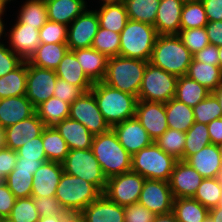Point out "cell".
Wrapping results in <instances>:
<instances>
[{
	"label": "cell",
	"mask_w": 222,
	"mask_h": 222,
	"mask_svg": "<svg viewBox=\"0 0 222 222\" xmlns=\"http://www.w3.org/2000/svg\"><path fill=\"white\" fill-rule=\"evenodd\" d=\"M209 218L212 222H222V206L218 205L209 210Z\"/></svg>",
	"instance_id": "e7e4bbea"
},
{
	"label": "cell",
	"mask_w": 222,
	"mask_h": 222,
	"mask_svg": "<svg viewBox=\"0 0 222 222\" xmlns=\"http://www.w3.org/2000/svg\"><path fill=\"white\" fill-rule=\"evenodd\" d=\"M40 217L71 215L56 197L33 198Z\"/></svg>",
	"instance_id": "f907efd6"
},
{
	"label": "cell",
	"mask_w": 222,
	"mask_h": 222,
	"mask_svg": "<svg viewBox=\"0 0 222 222\" xmlns=\"http://www.w3.org/2000/svg\"><path fill=\"white\" fill-rule=\"evenodd\" d=\"M172 213L178 222H204L209 217V209L193 198L174 199Z\"/></svg>",
	"instance_id": "836d02e7"
},
{
	"label": "cell",
	"mask_w": 222,
	"mask_h": 222,
	"mask_svg": "<svg viewBox=\"0 0 222 222\" xmlns=\"http://www.w3.org/2000/svg\"><path fill=\"white\" fill-rule=\"evenodd\" d=\"M79 215L84 222H125L124 206L110 201L104 194L84 208Z\"/></svg>",
	"instance_id": "44dd1931"
},
{
	"label": "cell",
	"mask_w": 222,
	"mask_h": 222,
	"mask_svg": "<svg viewBox=\"0 0 222 222\" xmlns=\"http://www.w3.org/2000/svg\"><path fill=\"white\" fill-rule=\"evenodd\" d=\"M17 158V151L6 147L0 149V173L5 178L14 170Z\"/></svg>",
	"instance_id": "9f6ffc18"
},
{
	"label": "cell",
	"mask_w": 222,
	"mask_h": 222,
	"mask_svg": "<svg viewBox=\"0 0 222 222\" xmlns=\"http://www.w3.org/2000/svg\"><path fill=\"white\" fill-rule=\"evenodd\" d=\"M128 19L154 25L160 0H123Z\"/></svg>",
	"instance_id": "f35d334b"
},
{
	"label": "cell",
	"mask_w": 222,
	"mask_h": 222,
	"mask_svg": "<svg viewBox=\"0 0 222 222\" xmlns=\"http://www.w3.org/2000/svg\"><path fill=\"white\" fill-rule=\"evenodd\" d=\"M148 61L123 56L110 57L103 83L137 97Z\"/></svg>",
	"instance_id": "277c9868"
},
{
	"label": "cell",
	"mask_w": 222,
	"mask_h": 222,
	"mask_svg": "<svg viewBox=\"0 0 222 222\" xmlns=\"http://www.w3.org/2000/svg\"><path fill=\"white\" fill-rule=\"evenodd\" d=\"M207 23L205 8L200 0L184 2L180 30L205 27Z\"/></svg>",
	"instance_id": "60d3db41"
},
{
	"label": "cell",
	"mask_w": 222,
	"mask_h": 222,
	"mask_svg": "<svg viewBox=\"0 0 222 222\" xmlns=\"http://www.w3.org/2000/svg\"><path fill=\"white\" fill-rule=\"evenodd\" d=\"M8 20L9 19H0V42L4 41L5 39V25Z\"/></svg>",
	"instance_id": "2644e50d"
},
{
	"label": "cell",
	"mask_w": 222,
	"mask_h": 222,
	"mask_svg": "<svg viewBox=\"0 0 222 222\" xmlns=\"http://www.w3.org/2000/svg\"><path fill=\"white\" fill-rule=\"evenodd\" d=\"M101 194L93 184L63 172L55 197L67 212L79 214Z\"/></svg>",
	"instance_id": "52a82bcc"
},
{
	"label": "cell",
	"mask_w": 222,
	"mask_h": 222,
	"mask_svg": "<svg viewBox=\"0 0 222 222\" xmlns=\"http://www.w3.org/2000/svg\"><path fill=\"white\" fill-rule=\"evenodd\" d=\"M16 151L18 157H22L24 160H47L43 147L42 134L28 141V143Z\"/></svg>",
	"instance_id": "f5cc1de1"
},
{
	"label": "cell",
	"mask_w": 222,
	"mask_h": 222,
	"mask_svg": "<svg viewBox=\"0 0 222 222\" xmlns=\"http://www.w3.org/2000/svg\"><path fill=\"white\" fill-rule=\"evenodd\" d=\"M153 222H178L175 215L171 212L164 215H156Z\"/></svg>",
	"instance_id": "003e7915"
},
{
	"label": "cell",
	"mask_w": 222,
	"mask_h": 222,
	"mask_svg": "<svg viewBox=\"0 0 222 222\" xmlns=\"http://www.w3.org/2000/svg\"><path fill=\"white\" fill-rule=\"evenodd\" d=\"M89 0H45L48 20L69 26L90 4Z\"/></svg>",
	"instance_id": "d4e9b609"
},
{
	"label": "cell",
	"mask_w": 222,
	"mask_h": 222,
	"mask_svg": "<svg viewBox=\"0 0 222 222\" xmlns=\"http://www.w3.org/2000/svg\"><path fill=\"white\" fill-rule=\"evenodd\" d=\"M36 113L26 95L0 99V127L6 128Z\"/></svg>",
	"instance_id": "603a6c76"
},
{
	"label": "cell",
	"mask_w": 222,
	"mask_h": 222,
	"mask_svg": "<svg viewBox=\"0 0 222 222\" xmlns=\"http://www.w3.org/2000/svg\"><path fill=\"white\" fill-rule=\"evenodd\" d=\"M178 36L192 55L210 45L205 27L180 30Z\"/></svg>",
	"instance_id": "c3c4849f"
},
{
	"label": "cell",
	"mask_w": 222,
	"mask_h": 222,
	"mask_svg": "<svg viewBox=\"0 0 222 222\" xmlns=\"http://www.w3.org/2000/svg\"><path fill=\"white\" fill-rule=\"evenodd\" d=\"M7 5H14V3L16 4L17 2L19 3L18 0H3ZM21 1V0H20ZM12 3V4H11Z\"/></svg>",
	"instance_id": "2a66077c"
},
{
	"label": "cell",
	"mask_w": 222,
	"mask_h": 222,
	"mask_svg": "<svg viewBox=\"0 0 222 222\" xmlns=\"http://www.w3.org/2000/svg\"><path fill=\"white\" fill-rule=\"evenodd\" d=\"M5 183L16 198L31 197L33 185L32 171L13 170L5 178Z\"/></svg>",
	"instance_id": "ee69618b"
},
{
	"label": "cell",
	"mask_w": 222,
	"mask_h": 222,
	"mask_svg": "<svg viewBox=\"0 0 222 222\" xmlns=\"http://www.w3.org/2000/svg\"><path fill=\"white\" fill-rule=\"evenodd\" d=\"M18 4L19 7H12L18 9L10 16L20 23L40 29L48 21L45 0H21Z\"/></svg>",
	"instance_id": "f546056e"
},
{
	"label": "cell",
	"mask_w": 222,
	"mask_h": 222,
	"mask_svg": "<svg viewBox=\"0 0 222 222\" xmlns=\"http://www.w3.org/2000/svg\"><path fill=\"white\" fill-rule=\"evenodd\" d=\"M204 178L184 160H177L169 180L174 199L192 198Z\"/></svg>",
	"instance_id": "e0dca14e"
},
{
	"label": "cell",
	"mask_w": 222,
	"mask_h": 222,
	"mask_svg": "<svg viewBox=\"0 0 222 222\" xmlns=\"http://www.w3.org/2000/svg\"><path fill=\"white\" fill-rule=\"evenodd\" d=\"M93 1L95 3H93ZM118 2H123V0H89V3L91 4L90 6H94L96 3H97L96 5H100L105 3H118Z\"/></svg>",
	"instance_id": "8c879c8a"
},
{
	"label": "cell",
	"mask_w": 222,
	"mask_h": 222,
	"mask_svg": "<svg viewBox=\"0 0 222 222\" xmlns=\"http://www.w3.org/2000/svg\"><path fill=\"white\" fill-rule=\"evenodd\" d=\"M68 50L67 43H40L28 62L37 67L55 70Z\"/></svg>",
	"instance_id": "4dcf8cb0"
},
{
	"label": "cell",
	"mask_w": 222,
	"mask_h": 222,
	"mask_svg": "<svg viewBox=\"0 0 222 222\" xmlns=\"http://www.w3.org/2000/svg\"><path fill=\"white\" fill-rule=\"evenodd\" d=\"M42 141L48 161L62 163L65 160L70 149L64 138L54 126H46L43 129Z\"/></svg>",
	"instance_id": "8d00e7d4"
},
{
	"label": "cell",
	"mask_w": 222,
	"mask_h": 222,
	"mask_svg": "<svg viewBox=\"0 0 222 222\" xmlns=\"http://www.w3.org/2000/svg\"><path fill=\"white\" fill-rule=\"evenodd\" d=\"M212 93L216 96L220 108L222 109V83Z\"/></svg>",
	"instance_id": "89a4df30"
},
{
	"label": "cell",
	"mask_w": 222,
	"mask_h": 222,
	"mask_svg": "<svg viewBox=\"0 0 222 222\" xmlns=\"http://www.w3.org/2000/svg\"><path fill=\"white\" fill-rule=\"evenodd\" d=\"M205 29L210 44L217 47L222 46V21H208Z\"/></svg>",
	"instance_id": "94428289"
},
{
	"label": "cell",
	"mask_w": 222,
	"mask_h": 222,
	"mask_svg": "<svg viewBox=\"0 0 222 222\" xmlns=\"http://www.w3.org/2000/svg\"><path fill=\"white\" fill-rule=\"evenodd\" d=\"M192 58L178 35H158L149 63L180 77L187 75Z\"/></svg>",
	"instance_id": "7a4b0ae2"
},
{
	"label": "cell",
	"mask_w": 222,
	"mask_h": 222,
	"mask_svg": "<svg viewBox=\"0 0 222 222\" xmlns=\"http://www.w3.org/2000/svg\"><path fill=\"white\" fill-rule=\"evenodd\" d=\"M45 124L40 120L37 113L16 124L5 128L6 148L17 150L28 141L42 134Z\"/></svg>",
	"instance_id": "ffe728a7"
},
{
	"label": "cell",
	"mask_w": 222,
	"mask_h": 222,
	"mask_svg": "<svg viewBox=\"0 0 222 222\" xmlns=\"http://www.w3.org/2000/svg\"><path fill=\"white\" fill-rule=\"evenodd\" d=\"M69 118L80 122L93 135L103 134L111 129L100 112L91 91L85 92L70 104Z\"/></svg>",
	"instance_id": "7c38bea8"
},
{
	"label": "cell",
	"mask_w": 222,
	"mask_h": 222,
	"mask_svg": "<svg viewBox=\"0 0 222 222\" xmlns=\"http://www.w3.org/2000/svg\"><path fill=\"white\" fill-rule=\"evenodd\" d=\"M47 161L48 160H24V158L18 157L14 170L32 171V175H34L37 169Z\"/></svg>",
	"instance_id": "be15d7a7"
},
{
	"label": "cell",
	"mask_w": 222,
	"mask_h": 222,
	"mask_svg": "<svg viewBox=\"0 0 222 222\" xmlns=\"http://www.w3.org/2000/svg\"><path fill=\"white\" fill-rule=\"evenodd\" d=\"M36 113L45 126H55L69 118L70 103L51 97L36 108Z\"/></svg>",
	"instance_id": "74e56055"
},
{
	"label": "cell",
	"mask_w": 222,
	"mask_h": 222,
	"mask_svg": "<svg viewBox=\"0 0 222 222\" xmlns=\"http://www.w3.org/2000/svg\"><path fill=\"white\" fill-rule=\"evenodd\" d=\"M91 149L107 179L131 171L132 156L112 129L94 135Z\"/></svg>",
	"instance_id": "3957f363"
},
{
	"label": "cell",
	"mask_w": 222,
	"mask_h": 222,
	"mask_svg": "<svg viewBox=\"0 0 222 222\" xmlns=\"http://www.w3.org/2000/svg\"><path fill=\"white\" fill-rule=\"evenodd\" d=\"M218 148H219V151H220V154H221V157H222V142L218 144Z\"/></svg>",
	"instance_id": "deb4b68c"
},
{
	"label": "cell",
	"mask_w": 222,
	"mask_h": 222,
	"mask_svg": "<svg viewBox=\"0 0 222 222\" xmlns=\"http://www.w3.org/2000/svg\"><path fill=\"white\" fill-rule=\"evenodd\" d=\"M111 129L131 156L154 142L136 117L118 123Z\"/></svg>",
	"instance_id": "ac0fdd59"
},
{
	"label": "cell",
	"mask_w": 222,
	"mask_h": 222,
	"mask_svg": "<svg viewBox=\"0 0 222 222\" xmlns=\"http://www.w3.org/2000/svg\"><path fill=\"white\" fill-rule=\"evenodd\" d=\"M174 197L169 182L145 179L138 203L155 215L172 212Z\"/></svg>",
	"instance_id": "9a60e30c"
},
{
	"label": "cell",
	"mask_w": 222,
	"mask_h": 222,
	"mask_svg": "<svg viewBox=\"0 0 222 222\" xmlns=\"http://www.w3.org/2000/svg\"><path fill=\"white\" fill-rule=\"evenodd\" d=\"M62 165L65 173L93 184L102 194L105 191L107 178L91 148L69 150Z\"/></svg>",
	"instance_id": "ba28073f"
},
{
	"label": "cell",
	"mask_w": 222,
	"mask_h": 222,
	"mask_svg": "<svg viewBox=\"0 0 222 222\" xmlns=\"http://www.w3.org/2000/svg\"><path fill=\"white\" fill-rule=\"evenodd\" d=\"M54 87V97L70 104L85 93L81 87L72 85L71 83H68L67 81L58 77Z\"/></svg>",
	"instance_id": "db71d44e"
},
{
	"label": "cell",
	"mask_w": 222,
	"mask_h": 222,
	"mask_svg": "<svg viewBox=\"0 0 222 222\" xmlns=\"http://www.w3.org/2000/svg\"><path fill=\"white\" fill-rule=\"evenodd\" d=\"M55 70L31 65L27 61L26 98L37 108L54 96Z\"/></svg>",
	"instance_id": "4fadbf2b"
},
{
	"label": "cell",
	"mask_w": 222,
	"mask_h": 222,
	"mask_svg": "<svg viewBox=\"0 0 222 222\" xmlns=\"http://www.w3.org/2000/svg\"><path fill=\"white\" fill-rule=\"evenodd\" d=\"M10 8V9H9ZM11 6H9V5H7L3 0H0V19H10V17L11 16H9V15H11V14H9L8 12H12V11H10L11 10ZM7 9H9V10H7ZM8 11V12H7ZM7 13H8V15H7ZM6 16V17H5ZM9 18H8V17Z\"/></svg>",
	"instance_id": "a7ac6f4b"
},
{
	"label": "cell",
	"mask_w": 222,
	"mask_h": 222,
	"mask_svg": "<svg viewBox=\"0 0 222 222\" xmlns=\"http://www.w3.org/2000/svg\"><path fill=\"white\" fill-rule=\"evenodd\" d=\"M145 178L139 173L129 171L107 179L103 194L121 206L138 203Z\"/></svg>",
	"instance_id": "30bf717a"
},
{
	"label": "cell",
	"mask_w": 222,
	"mask_h": 222,
	"mask_svg": "<svg viewBox=\"0 0 222 222\" xmlns=\"http://www.w3.org/2000/svg\"><path fill=\"white\" fill-rule=\"evenodd\" d=\"M0 222H14L10 217H2Z\"/></svg>",
	"instance_id": "b9fcfbb0"
},
{
	"label": "cell",
	"mask_w": 222,
	"mask_h": 222,
	"mask_svg": "<svg viewBox=\"0 0 222 222\" xmlns=\"http://www.w3.org/2000/svg\"><path fill=\"white\" fill-rule=\"evenodd\" d=\"M135 117L153 141L157 140L169 128L165 103L138 100Z\"/></svg>",
	"instance_id": "2e32d148"
},
{
	"label": "cell",
	"mask_w": 222,
	"mask_h": 222,
	"mask_svg": "<svg viewBox=\"0 0 222 222\" xmlns=\"http://www.w3.org/2000/svg\"><path fill=\"white\" fill-rule=\"evenodd\" d=\"M210 93L204 86L185 75L178 77L174 98L193 108Z\"/></svg>",
	"instance_id": "e575fe53"
},
{
	"label": "cell",
	"mask_w": 222,
	"mask_h": 222,
	"mask_svg": "<svg viewBox=\"0 0 222 222\" xmlns=\"http://www.w3.org/2000/svg\"><path fill=\"white\" fill-rule=\"evenodd\" d=\"M24 60L16 55L4 41L0 42V77L18 68Z\"/></svg>",
	"instance_id": "816d5d0a"
},
{
	"label": "cell",
	"mask_w": 222,
	"mask_h": 222,
	"mask_svg": "<svg viewBox=\"0 0 222 222\" xmlns=\"http://www.w3.org/2000/svg\"><path fill=\"white\" fill-rule=\"evenodd\" d=\"M211 144L222 142V118H217L207 124Z\"/></svg>",
	"instance_id": "6125c7cd"
},
{
	"label": "cell",
	"mask_w": 222,
	"mask_h": 222,
	"mask_svg": "<svg viewBox=\"0 0 222 222\" xmlns=\"http://www.w3.org/2000/svg\"><path fill=\"white\" fill-rule=\"evenodd\" d=\"M183 5L182 0H160L153 25L158 35H178Z\"/></svg>",
	"instance_id": "7402d4cb"
},
{
	"label": "cell",
	"mask_w": 222,
	"mask_h": 222,
	"mask_svg": "<svg viewBox=\"0 0 222 222\" xmlns=\"http://www.w3.org/2000/svg\"><path fill=\"white\" fill-rule=\"evenodd\" d=\"M183 2H190V1H198V0H182Z\"/></svg>",
	"instance_id": "b62a3aed"
},
{
	"label": "cell",
	"mask_w": 222,
	"mask_h": 222,
	"mask_svg": "<svg viewBox=\"0 0 222 222\" xmlns=\"http://www.w3.org/2000/svg\"><path fill=\"white\" fill-rule=\"evenodd\" d=\"M68 26L48 20L40 29V43H67Z\"/></svg>",
	"instance_id": "681fc988"
},
{
	"label": "cell",
	"mask_w": 222,
	"mask_h": 222,
	"mask_svg": "<svg viewBox=\"0 0 222 222\" xmlns=\"http://www.w3.org/2000/svg\"><path fill=\"white\" fill-rule=\"evenodd\" d=\"M186 134L176 129L168 128L155 144L176 160H184V146Z\"/></svg>",
	"instance_id": "b9f144b4"
},
{
	"label": "cell",
	"mask_w": 222,
	"mask_h": 222,
	"mask_svg": "<svg viewBox=\"0 0 222 222\" xmlns=\"http://www.w3.org/2000/svg\"><path fill=\"white\" fill-rule=\"evenodd\" d=\"M222 196V186L218 177L203 179L201 185L192 197L207 209H212L219 205Z\"/></svg>",
	"instance_id": "7bdbcfd3"
},
{
	"label": "cell",
	"mask_w": 222,
	"mask_h": 222,
	"mask_svg": "<svg viewBox=\"0 0 222 222\" xmlns=\"http://www.w3.org/2000/svg\"><path fill=\"white\" fill-rule=\"evenodd\" d=\"M155 217L154 213L139 203L124 206L125 222H153Z\"/></svg>",
	"instance_id": "11a10c76"
},
{
	"label": "cell",
	"mask_w": 222,
	"mask_h": 222,
	"mask_svg": "<svg viewBox=\"0 0 222 222\" xmlns=\"http://www.w3.org/2000/svg\"><path fill=\"white\" fill-rule=\"evenodd\" d=\"M55 72L58 78L81 87L85 92H89L94 84L83 71L72 50L66 52Z\"/></svg>",
	"instance_id": "484cf974"
},
{
	"label": "cell",
	"mask_w": 222,
	"mask_h": 222,
	"mask_svg": "<svg viewBox=\"0 0 222 222\" xmlns=\"http://www.w3.org/2000/svg\"><path fill=\"white\" fill-rule=\"evenodd\" d=\"M204 222H212V220L208 217Z\"/></svg>",
	"instance_id": "67dfc351"
},
{
	"label": "cell",
	"mask_w": 222,
	"mask_h": 222,
	"mask_svg": "<svg viewBox=\"0 0 222 222\" xmlns=\"http://www.w3.org/2000/svg\"><path fill=\"white\" fill-rule=\"evenodd\" d=\"M5 183V177L0 173V185Z\"/></svg>",
	"instance_id": "09005b40"
},
{
	"label": "cell",
	"mask_w": 222,
	"mask_h": 222,
	"mask_svg": "<svg viewBox=\"0 0 222 222\" xmlns=\"http://www.w3.org/2000/svg\"><path fill=\"white\" fill-rule=\"evenodd\" d=\"M70 150L91 148L94 135L77 120L67 118L54 126Z\"/></svg>",
	"instance_id": "83f0119b"
},
{
	"label": "cell",
	"mask_w": 222,
	"mask_h": 222,
	"mask_svg": "<svg viewBox=\"0 0 222 222\" xmlns=\"http://www.w3.org/2000/svg\"><path fill=\"white\" fill-rule=\"evenodd\" d=\"M9 217L14 222H38L40 215L33 197L16 198Z\"/></svg>",
	"instance_id": "7dc6e473"
},
{
	"label": "cell",
	"mask_w": 222,
	"mask_h": 222,
	"mask_svg": "<svg viewBox=\"0 0 222 222\" xmlns=\"http://www.w3.org/2000/svg\"><path fill=\"white\" fill-rule=\"evenodd\" d=\"M93 8L96 10L101 28L118 34L125 28L128 15L123 2L105 3L95 5Z\"/></svg>",
	"instance_id": "f1b7e54d"
},
{
	"label": "cell",
	"mask_w": 222,
	"mask_h": 222,
	"mask_svg": "<svg viewBox=\"0 0 222 222\" xmlns=\"http://www.w3.org/2000/svg\"><path fill=\"white\" fill-rule=\"evenodd\" d=\"M70 215L40 217L38 222H68Z\"/></svg>",
	"instance_id": "03108f58"
},
{
	"label": "cell",
	"mask_w": 222,
	"mask_h": 222,
	"mask_svg": "<svg viewBox=\"0 0 222 222\" xmlns=\"http://www.w3.org/2000/svg\"><path fill=\"white\" fill-rule=\"evenodd\" d=\"M27 61L0 77V99L26 95Z\"/></svg>",
	"instance_id": "d590c367"
},
{
	"label": "cell",
	"mask_w": 222,
	"mask_h": 222,
	"mask_svg": "<svg viewBox=\"0 0 222 222\" xmlns=\"http://www.w3.org/2000/svg\"><path fill=\"white\" fill-rule=\"evenodd\" d=\"M185 162L192 166L203 178H216L222 169V157L216 144H210L189 156Z\"/></svg>",
	"instance_id": "cb8c5ba5"
},
{
	"label": "cell",
	"mask_w": 222,
	"mask_h": 222,
	"mask_svg": "<svg viewBox=\"0 0 222 222\" xmlns=\"http://www.w3.org/2000/svg\"><path fill=\"white\" fill-rule=\"evenodd\" d=\"M187 76L213 92L222 83V70L219 65L191 61Z\"/></svg>",
	"instance_id": "d6a6232c"
},
{
	"label": "cell",
	"mask_w": 222,
	"mask_h": 222,
	"mask_svg": "<svg viewBox=\"0 0 222 222\" xmlns=\"http://www.w3.org/2000/svg\"><path fill=\"white\" fill-rule=\"evenodd\" d=\"M8 22L5 25V42L16 55L28 61L40 45L39 29L22 24L14 17Z\"/></svg>",
	"instance_id": "8fae6325"
},
{
	"label": "cell",
	"mask_w": 222,
	"mask_h": 222,
	"mask_svg": "<svg viewBox=\"0 0 222 222\" xmlns=\"http://www.w3.org/2000/svg\"><path fill=\"white\" fill-rule=\"evenodd\" d=\"M193 61L204 62L206 64L218 65V47L215 45H208L199 52L195 53L192 58Z\"/></svg>",
	"instance_id": "680465c9"
},
{
	"label": "cell",
	"mask_w": 222,
	"mask_h": 222,
	"mask_svg": "<svg viewBox=\"0 0 222 222\" xmlns=\"http://www.w3.org/2000/svg\"><path fill=\"white\" fill-rule=\"evenodd\" d=\"M185 134L184 161L211 144L207 124L195 122Z\"/></svg>",
	"instance_id": "ab89813d"
},
{
	"label": "cell",
	"mask_w": 222,
	"mask_h": 222,
	"mask_svg": "<svg viewBox=\"0 0 222 222\" xmlns=\"http://www.w3.org/2000/svg\"><path fill=\"white\" fill-rule=\"evenodd\" d=\"M218 179H219V182H220V184L222 186V169H221V171L219 173Z\"/></svg>",
	"instance_id": "979ff035"
},
{
	"label": "cell",
	"mask_w": 222,
	"mask_h": 222,
	"mask_svg": "<svg viewBox=\"0 0 222 222\" xmlns=\"http://www.w3.org/2000/svg\"><path fill=\"white\" fill-rule=\"evenodd\" d=\"M98 108L110 127L135 117L137 97L96 82L90 90Z\"/></svg>",
	"instance_id": "6da1fadb"
},
{
	"label": "cell",
	"mask_w": 222,
	"mask_h": 222,
	"mask_svg": "<svg viewBox=\"0 0 222 222\" xmlns=\"http://www.w3.org/2000/svg\"><path fill=\"white\" fill-rule=\"evenodd\" d=\"M177 160L159 148L155 142L144 147L131 159V171L145 179L169 182Z\"/></svg>",
	"instance_id": "8992f818"
},
{
	"label": "cell",
	"mask_w": 222,
	"mask_h": 222,
	"mask_svg": "<svg viewBox=\"0 0 222 222\" xmlns=\"http://www.w3.org/2000/svg\"><path fill=\"white\" fill-rule=\"evenodd\" d=\"M208 21H222V0H200Z\"/></svg>",
	"instance_id": "91938a15"
},
{
	"label": "cell",
	"mask_w": 222,
	"mask_h": 222,
	"mask_svg": "<svg viewBox=\"0 0 222 222\" xmlns=\"http://www.w3.org/2000/svg\"><path fill=\"white\" fill-rule=\"evenodd\" d=\"M16 201L6 183L0 185V217H9Z\"/></svg>",
	"instance_id": "6f0895ef"
},
{
	"label": "cell",
	"mask_w": 222,
	"mask_h": 222,
	"mask_svg": "<svg viewBox=\"0 0 222 222\" xmlns=\"http://www.w3.org/2000/svg\"><path fill=\"white\" fill-rule=\"evenodd\" d=\"M63 172L62 163L55 161L44 162L33 175L31 197H55Z\"/></svg>",
	"instance_id": "d6986e66"
},
{
	"label": "cell",
	"mask_w": 222,
	"mask_h": 222,
	"mask_svg": "<svg viewBox=\"0 0 222 222\" xmlns=\"http://www.w3.org/2000/svg\"><path fill=\"white\" fill-rule=\"evenodd\" d=\"M157 36L153 25L128 19L120 33L119 55L149 62Z\"/></svg>",
	"instance_id": "5b68a950"
},
{
	"label": "cell",
	"mask_w": 222,
	"mask_h": 222,
	"mask_svg": "<svg viewBox=\"0 0 222 222\" xmlns=\"http://www.w3.org/2000/svg\"><path fill=\"white\" fill-rule=\"evenodd\" d=\"M177 81V76L148 63L138 93V100L166 103L174 98Z\"/></svg>",
	"instance_id": "9c48e42d"
},
{
	"label": "cell",
	"mask_w": 222,
	"mask_h": 222,
	"mask_svg": "<svg viewBox=\"0 0 222 222\" xmlns=\"http://www.w3.org/2000/svg\"><path fill=\"white\" fill-rule=\"evenodd\" d=\"M219 205L222 206V196H221V199L219 201Z\"/></svg>",
	"instance_id": "603ad722"
},
{
	"label": "cell",
	"mask_w": 222,
	"mask_h": 222,
	"mask_svg": "<svg viewBox=\"0 0 222 222\" xmlns=\"http://www.w3.org/2000/svg\"><path fill=\"white\" fill-rule=\"evenodd\" d=\"M68 222H84L79 214H71L69 216Z\"/></svg>",
	"instance_id": "34e18365"
},
{
	"label": "cell",
	"mask_w": 222,
	"mask_h": 222,
	"mask_svg": "<svg viewBox=\"0 0 222 222\" xmlns=\"http://www.w3.org/2000/svg\"><path fill=\"white\" fill-rule=\"evenodd\" d=\"M99 27L96 10L90 6L68 26L67 46L69 50L90 48Z\"/></svg>",
	"instance_id": "5bb4252c"
},
{
	"label": "cell",
	"mask_w": 222,
	"mask_h": 222,
	"mask_svg": "<svg viewBox=\"0 0 222 222\" xmlns=\"http://www.w3.org/2000/svg\"><path fill=\"white\" fill-rule=\"evenodd\" d=\"M5 147V129L0 127V149Z\"/></svg>",
	"instance_id": "753ad0ef"
},
{
	"label": "cell",
	"mask_w": 222,
	"mask_h": 222,
	"mask_svg": "<svg viewBox=\"0 0 222 222\" xmlns=\"http://www.w3.org/2000/svg\"><path fill=\"white\" fill-rule=\"evenodd\" d=\"M195 122L208 124L214 119L222 118V109L216 96L211 92L203 101L193 107Z\"/></svg>",
	"instance_id": "bcb514c9"
},
{
	"label": "cell",
	"mask_w": 222,
	"mask_h": 222,
	"mask_svg": "<svg viewBox=\"0 0 222 222\" xmlns=\"http://www.w3.org/2000/svg\"><path fill=\"white\" fill-rule=\"evenodd\" d=\"M80 63L87 77L93 82L103 81L106 70L108 57L94 48H82L72 50Z\"/></svg>",
	"instance_id": "4316f807"
},
{
	"label": "cell",
	"mask_w": 222,
	"mask_h": 222,
	"mask_svg": "<svg viewBox=\"0 0 222 222\" xmlns=\"http://www.w3.org/2000/svg\"><path fill=\"white\" fill-rule=\"evenodd\" d=\"M218 58H219V67L222 70V46L218 47Z\"/></svg>",
	"instance_id": "11e5206c"
},
{
	"label": "cell",
	"mask_w": 222,
	"mask_h": 222,
	"mask_svg": "<svg viewBox=\"0 0 222 222\" xmlns=\"http://www.w3.org/2000/svg\"><path fill=\"white\" fill-rule=\"evenodd\" d=\"M91 47L108 58L118 56L120 51V34L99 27Z\"/></svg>",
	"instance_id": "f6af8a7d"
},
{
	"label": "cell",
	"mask_w": 222,
	"mask_h": 222,
	"mask_svg": "<svg viewBox=\"0 0 222 222\" xmlns=\"http://www.w3.org/2000/svg\"><path fill=\"white\" fill-rule=\"evenodd\" d=\"M168 127L186 133L195 123L193 108L175 98L165 103Z\"/></svg>",
	"instance_id": "1f68e13d"
}]
</instances>
